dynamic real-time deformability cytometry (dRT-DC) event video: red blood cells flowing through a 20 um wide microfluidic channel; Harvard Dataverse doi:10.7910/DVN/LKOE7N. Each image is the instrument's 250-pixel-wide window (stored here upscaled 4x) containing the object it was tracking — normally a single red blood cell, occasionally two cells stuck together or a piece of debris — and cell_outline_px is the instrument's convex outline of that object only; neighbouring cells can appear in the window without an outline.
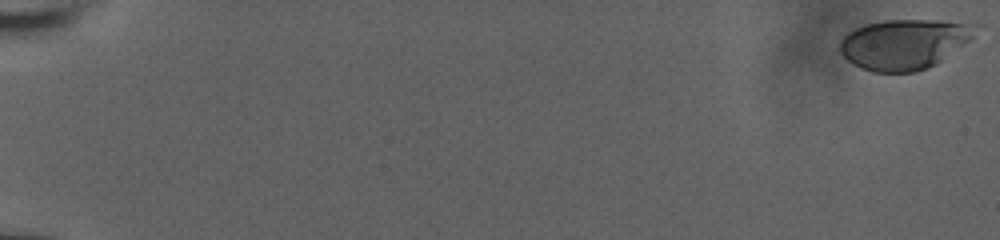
{"species": "human", "species_latin": "Homo sapiens", "temperature_condition": "room temperature", "stored_images_in_passage": 58, "camera_frame_rate_fps": 3000, "um_per_image_px": 0.085, "donor": {"sex": "male"}, "frame": {"image": 1, "passage_image": 1, "time_ms": 0.0, "image_size_px": [1000, 240], "cell_outline_px": [[984, 24], [968, 40], [936, 64], [928, 68], [916, 72], [872, 72], [860, 68], [852, 64], [840, 52], [840, 40], [848, 32], [856, 28], [868, 24], [884, 20], [940, 20]], "centroid_in_image_um": [76.87, 3.74], "position_along_channel_um": 8.1, "area_um2": 39.71}}
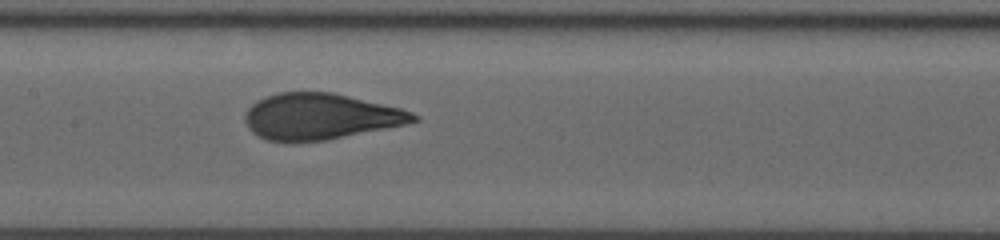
{"frame": {"image": 2, "passage_image": 32, "time_ms": 10.333, "image_size_px": [1000, 240], "cell_outline_px": [[420, 120], [408, 124], [328, 140], [296, 144], [292, 144], [268, 140], [252, 132], [248, 128], [244, 120], [244, 116], [248, 108], [256, 100], [280, 92], [332, 92], [400, 108], [412, 112], [420, 116]], "centroid_in_image_um": [27.22, 9.93], "position_along_channel_um": 180.2, "area_um2": 45.84}}
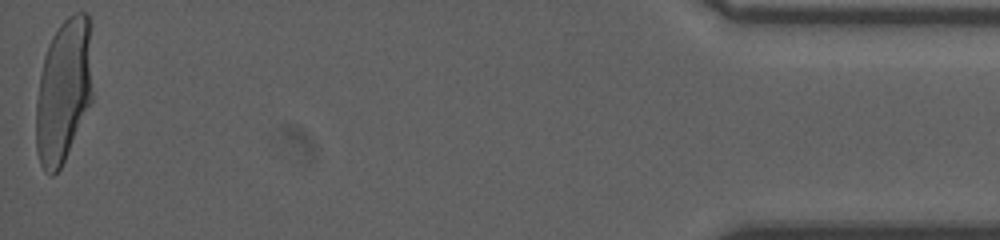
{"frame": {"image": 3, "passage_image": 58, "time_ms": 19.0, "image_size_px": [1000, 240], "cell_outline_px": [[92, 100], [64, 160], [60, 168], [52, 176], [48, 176], [44, 172], [40, 164], [36, 148], [36, 100], [40, 76], [44, 56], [48, 44], [52, 36], [60, 24], [68, 16], [76, 12], [88, 12], [92, 92]], "centroid_in_image_um": [5.38, 7.74], "position_along_channel_um": 429.8, "area_um2": 47.16}, "authors_computed_cell_mechanics": {"area_um2": 44.7372, "velocity_mm_per_s": 3.8389, "shape_relaxation_time_tau1_ms": 5.151, "shape_relaxation_time_tau2_ms": null, "deformation_change_tau1": 0.2239, "deformation_change_tau2": null}}